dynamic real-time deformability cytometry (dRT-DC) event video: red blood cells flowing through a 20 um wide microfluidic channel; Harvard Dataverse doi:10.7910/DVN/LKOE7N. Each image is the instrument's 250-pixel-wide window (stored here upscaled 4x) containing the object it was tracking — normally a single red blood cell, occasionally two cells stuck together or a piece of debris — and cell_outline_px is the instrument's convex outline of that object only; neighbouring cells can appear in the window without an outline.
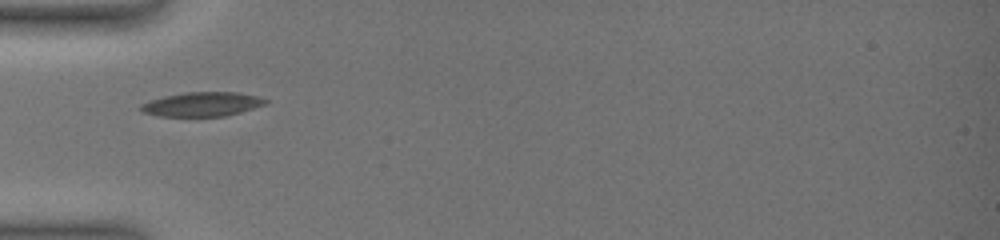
{"species": "common noctule bat (a hibernating species)", "species_latin": "Nyctalus noctula", "temperature_condition": "warm", "stored_images_in_passage": 21, "camera_frame_rate_fps": 3000, "um_per_image_px": 0.085, "animal": {"sex": "female", "body_mass_g": 19.0, "forearm_length_mm": 51.5}, "frame": {"image": 1, "passage_image": 1, "time_ms": 0.0, "image_size_px": [1000, 240], "cell_outline_px": [[268, 104], [240, 112], [224, 116], [156, 116], [144, 112], [140, 108], [140, 104], [164, 96], [184, 92], [236, 92], [256, 96], [268, 100]], "centroid_in_image_um": [17.19, 8.86], "position_along_channel_um": 67.8, "area_um2": 17.51}}
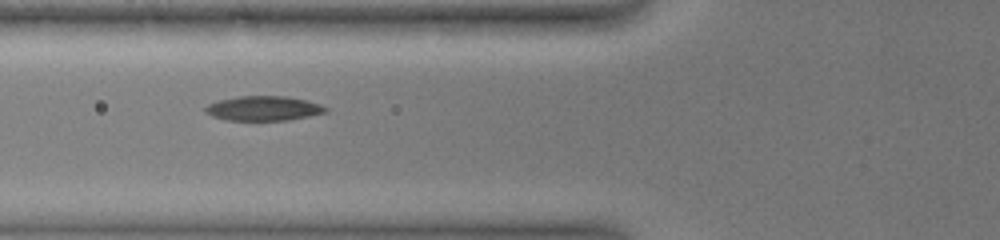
{"frame": {"image": 2, "passage_image": 7, "time_ms": 1.0, "image_size_px": [1000, 240], "cell_outline_px": [[328, 112], [288, 120], [224, 120], [212, 116], [204, 112], [204, 108], [208, 104], [220, 100], [236, 96], [288, 96], [320, 104], [328, 108]], "centroid_in_image_um": [22.38, 9.21], "position_along_channel_um": 103.4, "area_um2": 17.28}}
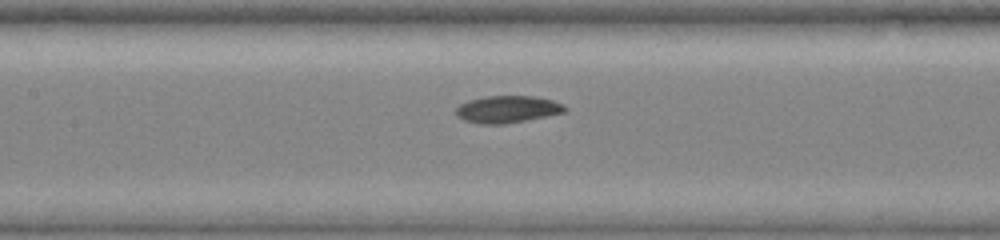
{"frame": {"image": 3, "passage_image": 16, "time_ms": 2.667, "image_size_px": [1000, 240], "cell_outline_px": [[568, 108], [564, 112], [504, 124], [480, 124], [464, 120], [456, 116], [456, 108], [460, 104], [468, 100], [484, 96], [536, 96], [552, 100], [564, 104]], "centroid_in_image_um": [43.11, 9.28], "position_along_channel_um": 164.3, "area_um2": 17.17}}